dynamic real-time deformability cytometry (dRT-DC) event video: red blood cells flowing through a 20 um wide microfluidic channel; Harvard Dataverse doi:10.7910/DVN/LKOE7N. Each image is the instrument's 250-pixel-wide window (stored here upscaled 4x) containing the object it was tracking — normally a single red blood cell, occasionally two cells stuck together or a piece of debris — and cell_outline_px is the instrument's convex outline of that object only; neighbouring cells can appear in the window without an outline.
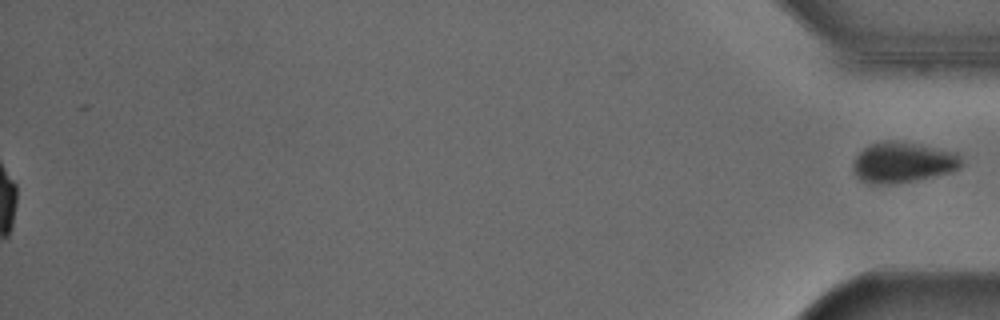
{"species": "Egyptian fruit bat (a non-hibernating species)", "species_latin": "Rousettus aegyptiacus", "temperature_condition": "cold", "stored_images_in_passage": 43, "segment_of_instrument_passage": [2, 2], "camera_frame_rate_fps": 3000, "um_per_image_px": 0.085, "animal": {"sex": "male"}, "frame": {"image": 1, "passage_image": 43, "time_ms": 14.0, "image_size_px": [1000, 320], "cell_outline_px": [[960, 168], [952, 172], [892, 184], [868, 184], [860, 180], [856, 176], [852, 168], [852, 164], [856, 156], [868, 144], [880, 140], [892, 140], [920, 144], [960, 152]], "centroid_in_image_um": [76.72, 13.78], "position_along_channel_um": 358.5, "area_um2": 25.95}}